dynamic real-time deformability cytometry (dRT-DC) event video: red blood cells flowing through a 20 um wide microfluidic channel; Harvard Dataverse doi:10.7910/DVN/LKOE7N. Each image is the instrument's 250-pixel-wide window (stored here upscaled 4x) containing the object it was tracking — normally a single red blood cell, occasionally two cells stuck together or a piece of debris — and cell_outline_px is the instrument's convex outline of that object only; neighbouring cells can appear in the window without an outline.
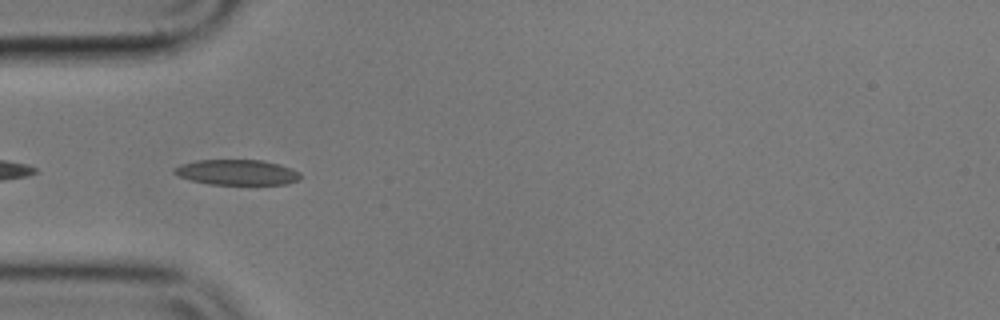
{"species": "common noctule bat (a hibernating species)", "species_latin": "Nyctalus noctula", "temperature_condition": "cold", "stored_images_in_passage": 5, "camera_frame_rate_fps": 3000, "um_per_image_px": 0.085, "animal": {"sex": "male", "body_mass_g": 17.9}, "frame": {"image": 1, "passage_image": 3, "time_ms": 0.667, "image_size_px": [1000, 320], "cell_outline_px": [[300, 176], [296, 180], [288, 184], [208, 184], [192, 180], [180, 176], [172, 172], [172, 168], [180, 164], [196, 160], [264, 160], [280, 164], [292, 168], [300, 172]], "centroid_in_image_um": [20.13, 14.63], "position_along_channel_um": 64.9, "area_um2": 18.67}}